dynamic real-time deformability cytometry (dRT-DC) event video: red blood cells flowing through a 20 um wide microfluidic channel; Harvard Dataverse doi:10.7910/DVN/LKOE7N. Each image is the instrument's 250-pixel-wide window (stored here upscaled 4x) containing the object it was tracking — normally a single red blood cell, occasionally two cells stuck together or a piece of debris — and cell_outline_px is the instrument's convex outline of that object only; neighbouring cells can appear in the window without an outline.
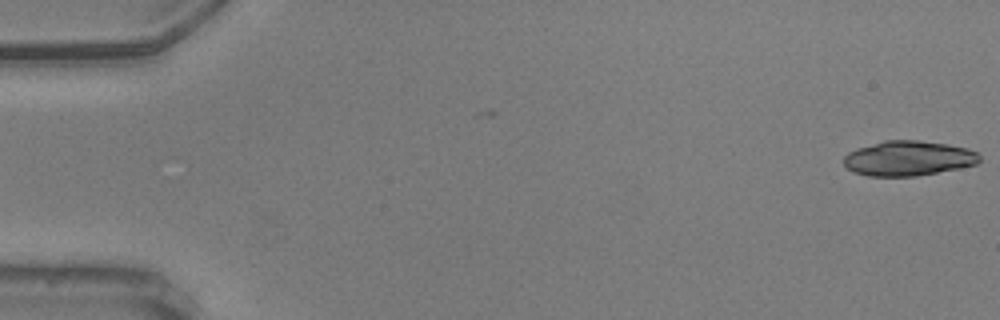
{"species": "common noctule bat (a hibernating species)", "species_latin": "Nyctalus noctula", "temperature_condition": "warm", "stored_images_in_passage": 56, "camera_frame_rate_fps": 3000, "um_per_image_px": 0.085, "animal": {"sex": "male", "body_mass_g": 20.5, "forearm_length_mm": 52.5}, "frame": {"image": 1, "passage_image": 1, "time_ms": 0.0, "image_size_px": [1000, 320], "cell_outline_px": [[980, 160], [976, 164], [960, 168], [916, 176], [868, 176], [852, 172], [844, 164], [844, 156], [848, 152], [856, 148], [884, 140], [920, 140], [948, 144], [968, 148], [976, 152], [980, 156]], "centroid_in_image_um": [77.2, 13.45], "position_along_channel_um": 7.8, "area_um2": 27.8}}
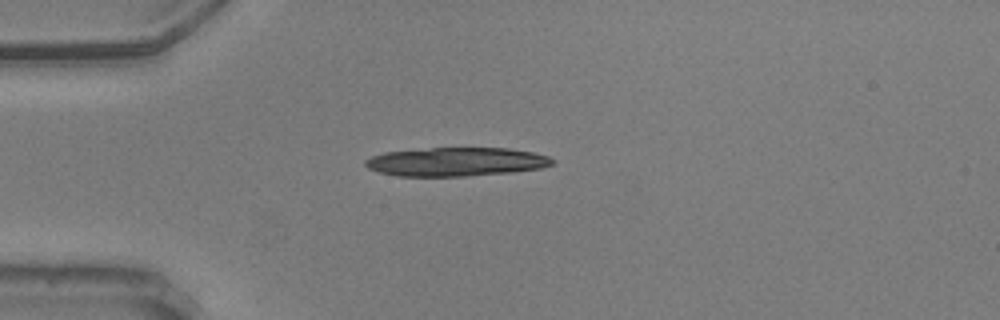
{"frame": {"image": 2, "passage_image": 15, "time_ms": 4.667, "image_size_px": [1000, 320], "cell_outline_px": [[556, 160], [552, 164], [540, 168], [512, 172], [468, 176], [396, 176], [380, 172], [368, 168], [364, 164], [364, 160], [372, 156], [384, 152], [432, 148], [508, 148], [532, 152], [548, 156]], "centroid_in_image_um": [38.77, 13.75], "position_along_channel_um": 46.2, "area_um2": 31.27}}